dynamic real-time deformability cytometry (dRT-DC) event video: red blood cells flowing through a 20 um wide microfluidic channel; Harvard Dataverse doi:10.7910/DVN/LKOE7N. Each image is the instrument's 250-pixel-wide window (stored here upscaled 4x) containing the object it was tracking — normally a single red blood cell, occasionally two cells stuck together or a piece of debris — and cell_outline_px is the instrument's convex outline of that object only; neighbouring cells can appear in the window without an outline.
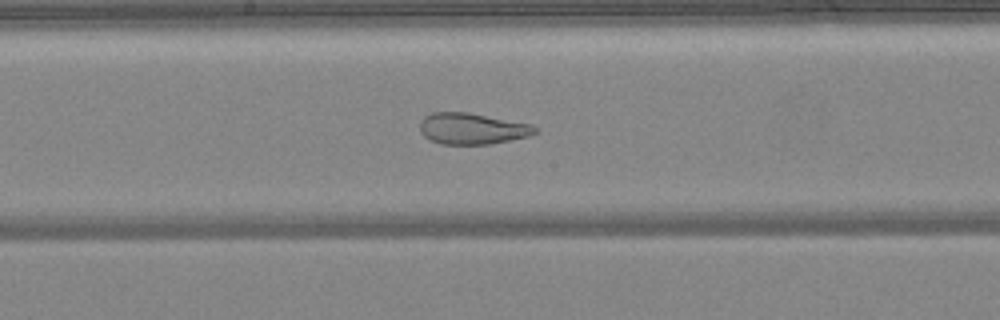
{"species": "common noctule bat (a hibernating species)", "species_latin": "Nyctalus noctula", "temperature_condition": "warm", "stored_images_in_passage": 49, "camera_frame_rate_fps": 3000, "um_per_image_px": 0.085, "animal": {"sex": "female", "body_mass_g": 24.6, "forearm_length_mm": 56.2}, "frame": {"image": 1, "passage_image": 26, "time_ms": 8.333, "image_size_px": [1000, 320], "cell_outline_px": [[540, 132], [528, 136], [488, 144], [440, 144], [424, 136], [420, 132], [420, 120], [424, 116], [432, 112], [468, 112], [532, 124]], "centroid_in_image_um": [40.12, 10.92], "position_along_channel_um": 208.1, "area_um2": 20.98}}
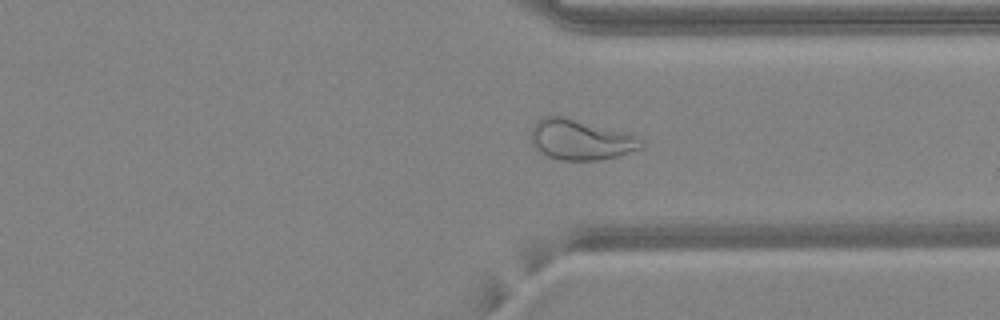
{"frame": {"image": 2, "passage_image": 37, "time_ms": 12.0, "image_size_px": [1000, 320], "cell_outline_px": [[644, 144], [640, 148], [616, 156], [600, 160], [560, 160], [548, 156], [536, 148], [532, 144], [532, 128], [544, 116], [564, 116], [624, 132], [636, 136], [644, 140]], "centroid_in_image_um": [49.36, 11.88], "position_along_channel_um": 362.0, "area_um2": 25.49}}
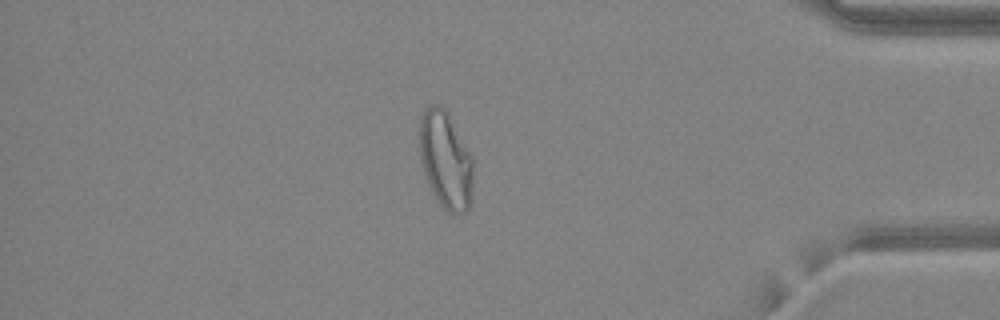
{"frame": {"image": 3, "passage_image": 42, "time_ms": 13.667, "image_size_px": [1000, 320], "cell_outline_px": [[472, 200], [468, 212], [456, 216], [452, 216], [440, 204], [432, 192], [428, 184], [420, 160], [420, 116], [432, 104], [440, 104], [448, 112], [472, 156]], "centroid_in_image_um": [37.9, 13.66], "position_along_channel_um": 397.3, "area_um2": 30.75}}